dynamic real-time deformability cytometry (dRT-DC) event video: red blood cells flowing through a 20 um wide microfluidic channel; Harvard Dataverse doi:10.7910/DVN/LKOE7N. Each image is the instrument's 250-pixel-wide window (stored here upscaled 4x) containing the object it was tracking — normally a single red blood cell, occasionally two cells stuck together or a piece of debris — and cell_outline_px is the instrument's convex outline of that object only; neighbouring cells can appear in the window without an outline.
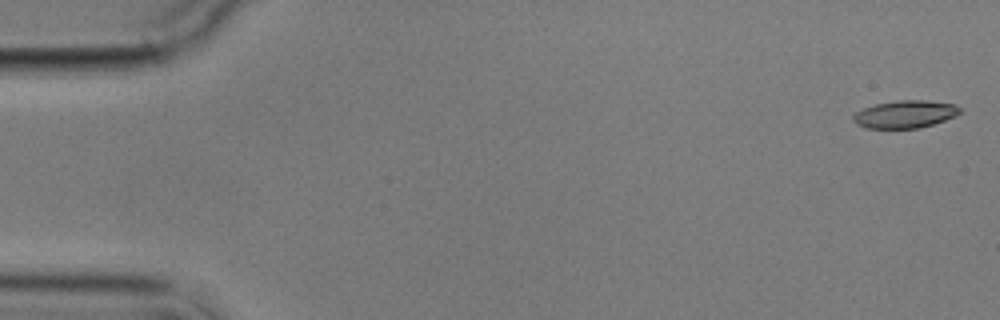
{"species": "common noctule bat (a hibernating species)", "species_latin": "Nyctalus noctula", "temperature_condition": "cold", "stored_images_in_passage": 14, "camera_frame_rate_fps": 3000, "um_per_image_px": 0.085, "animal": {"sex": "male", "body_mass_g": 17.9}, "frame": {"image": 1, "passage_image": 1, "time_ms": 0.0, "image_size_px": [1000, 320], "cell_outline_px": [[960, 112], [956, 116], [920, 128], [868, 128], [856, 124], [852, 120], [852, 116], [856, 112], [864, 108], [876, 104], [896, 100], [928, 100], [956, 104], [960, 108]], "centroid_in_image_um": [76.93, 9.7], "position_along_channel_um": 8.1, "area_um2": 17.17}}
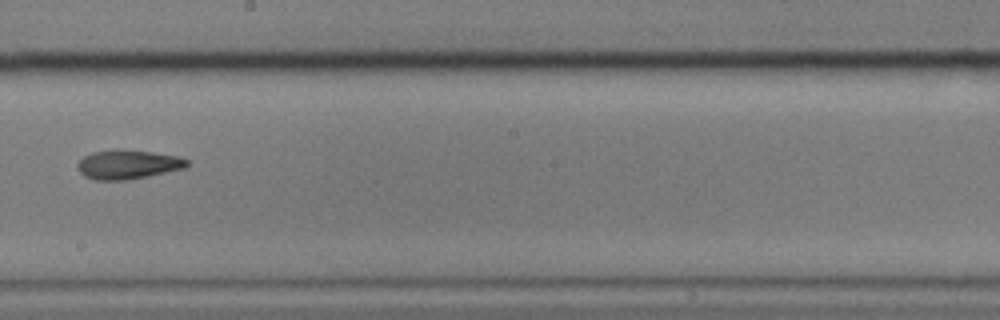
{"frame": {"image": 2, "passage_image": 9, "time_ms": 10.333, "image_size_px": [1000, 320], "cell_outline_px": [[188, 164], [184, 168], [148, 176], [124, 180], [96, 180], [84, 176], [76, 168], [76, 164], [84, 156], [92, 152], [116, 148], [152, 152], [176, 156], [188, 160]], "centroid_in_image_um": [10.81, 13.97], "position_along_channel_um": 237.4, "area_um2": 18.61}}
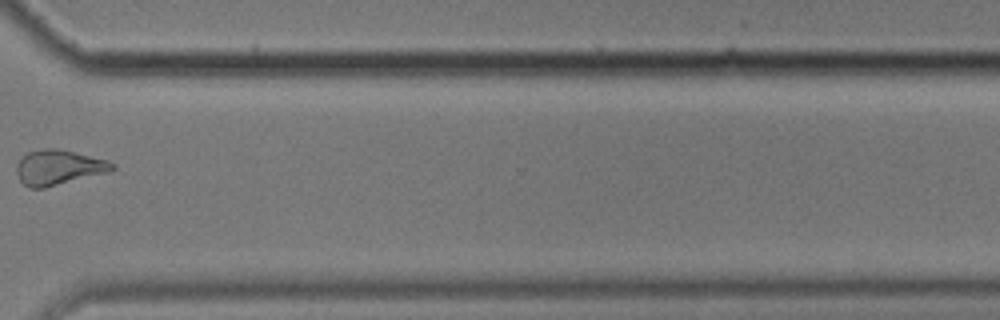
{"frame": {"image": 3, "passage_image": 12, "time_ms": 14.0, "image_size_px": [1000, 320], "cell_outline_px": [[116, 168], [108, 172], [44, 188], [28, 188], [20, 180], [16, 172], [16, 164], [28, 152], [44, 148], [56, 148], [108, 160], [116, 164]], "centroid_in_image_um": [4.98, 14.23], "position_along_channel_um": 365.6, "area_um2": 19.42}}